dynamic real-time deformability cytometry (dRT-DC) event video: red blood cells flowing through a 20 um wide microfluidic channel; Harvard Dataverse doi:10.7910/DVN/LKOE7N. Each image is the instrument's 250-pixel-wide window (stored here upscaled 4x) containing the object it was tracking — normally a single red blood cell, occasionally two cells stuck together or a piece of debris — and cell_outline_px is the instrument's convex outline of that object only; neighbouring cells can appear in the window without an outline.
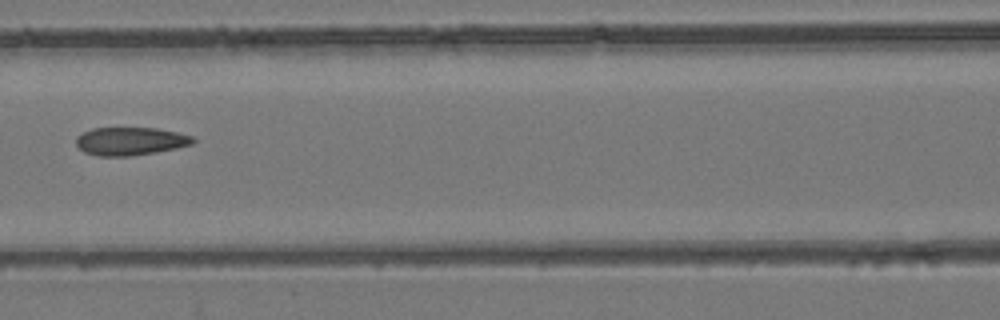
{"species": "common noctule bat (a hibernating species)", "species_latin": "Nyctalus noctula", "temperature_condition": "room temperature", "stored_images_in_passage": 5, "camera_frame_rate_fps": 3000, "um_per_image_px": 0.085, "animal": {"sex": "female", "body_mass_g": 24.6, "forearm_length_mm": 56.2}, "frame": {"image": 1, "passage_image": 5, "time_ms": 1.333, "image_size_px": [1000, 320], "cell_outline_px": [[196, 140], [192, 144], [176, 148], [156, 152], [132, 156], [96, 156], [84, 152], [76, 144], [76, 136], [92, 128], [156, 128], [176, 132], [192, 136]], "centroid_in_image_um": [11.07, 12.01], "position_along_channel_um": 155.5, "area_um2": 19.13}}